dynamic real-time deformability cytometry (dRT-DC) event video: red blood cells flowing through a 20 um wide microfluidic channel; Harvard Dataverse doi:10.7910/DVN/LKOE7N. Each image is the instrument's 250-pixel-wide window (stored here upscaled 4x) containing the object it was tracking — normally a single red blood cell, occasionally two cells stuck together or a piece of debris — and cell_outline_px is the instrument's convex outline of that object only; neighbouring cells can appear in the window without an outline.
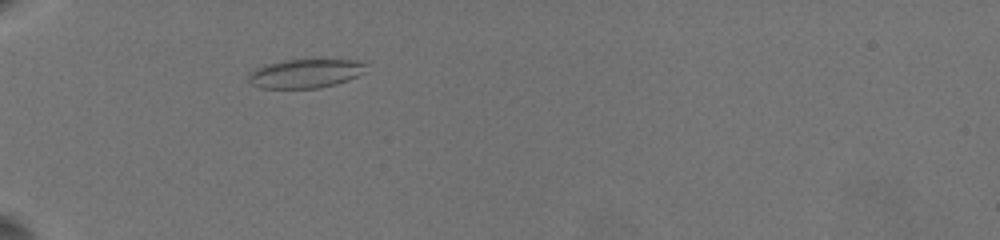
{"species": "common noctule bat (a hibernating species)", "species_latin": "Nyctalus noctula", "temperature_condition": "warm", "stored_images_in_passage": 27, "camera_frame_rate_fps": 3000, "um_per_image_px": 0.085, "animal": {"sex": "female", "body_mass_g": 19.5, "forearm_length_mm": 54.1}, "frame": {"image": 1, "passage_image": 1, "time_ms": 0.0, "image_size_px": [1000, 240], "cell_outline_px": [[368, 72], [348, 80], [336, 84], [320, 88], [260, 88], [252, 84], [248, 80], [248, 76], [256, 68], [264, 64], [284, 60], [364, 60], [368, 64]], "centroid_in_image_um": [26.04, 6.24], "position_along_channel_um": 59.0, "area_um2": 20.11}}
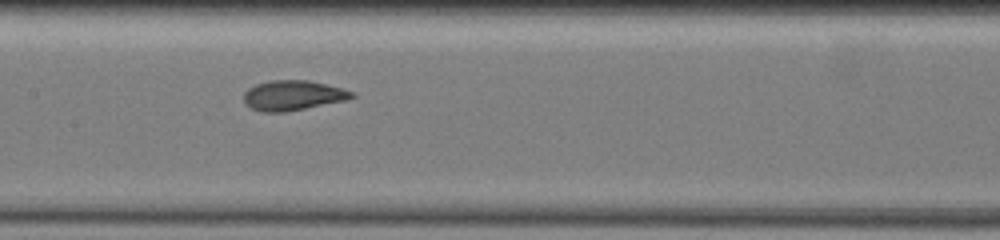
{"frame": {"image": 2, "passage_image": 11, "time_ms": 4.0, "image_size_px": [1000, 240], "cell_outline_px": [[356, 96], [348, 100], [284, 112], [260, 112], [252, 108], [244, 100], [244, 92], [248, 88], [256, 84], [272, 80], [308, 80], [344, 88], [356, 92]], "centroid_in_image_um": [24.95, 8.1], "position_along_channel_um": 182.4, "area_um2": 18.96}}
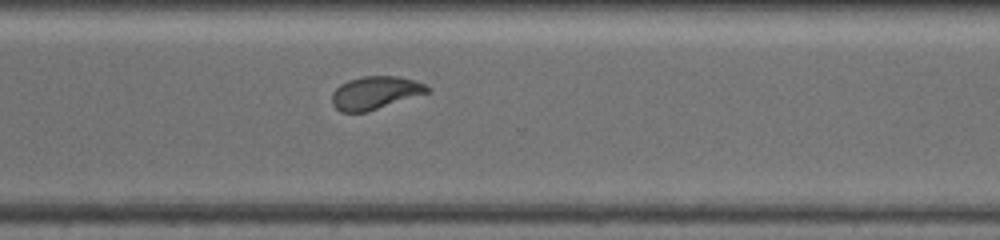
{"frame": {"image": 3, "passage_image": 26, "time_ms": 8.333, "image_size_px": [1000, 240], "cell_outline_px": [[432, 92], [368, 112], [340, 112], [332, 104], [332, 92], [340, 84], [348, 80], [364, 76], [400, 76], [424, 84], [432, 88]], "centroid_in_image_um": [31.92, 7.9], "position_along_channel_um": 338.7, "area_um2": 18.61}}